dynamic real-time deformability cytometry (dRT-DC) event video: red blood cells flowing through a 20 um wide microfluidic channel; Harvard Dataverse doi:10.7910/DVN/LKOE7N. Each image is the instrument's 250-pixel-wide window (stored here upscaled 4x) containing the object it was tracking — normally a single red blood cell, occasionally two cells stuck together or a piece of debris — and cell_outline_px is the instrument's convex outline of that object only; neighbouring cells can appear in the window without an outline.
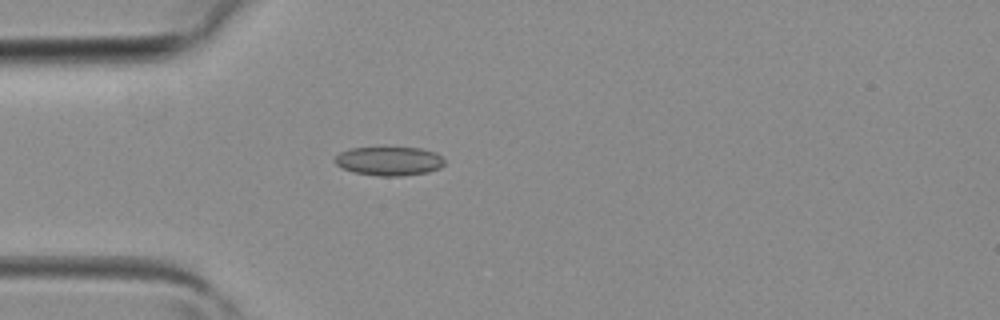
{"species": "common noctule bat (a hibernating species)", "species_latin": "Nyctalus noctula", "temperature_condition": "room temperature", "stored_images_in_passage": 4, "camera_frame_rate_fps": 3000, "um_per_image_px": 0.085, "animal": {"sex": "female", "body_mass_g": 19.3, "forearm_length_mm": 54.1}, "frame": {"image": 1, "passage_image": 4, "time_ms": 1.0, "image_size_px": [1000, 320], "cell_outline_px": [[444, 164], [440, 168], [428, 172], [400, 176], [380, 176], [356, 172], [344, 168], [336, 164], [332, 160], [340, 152], [348, 148], [420, 148], [436, 152], [444, 160]], "centroid_in_image_um": [33.08, 13.69], "position_along_channel_um": 51.9, "area_um2": 18.32}}